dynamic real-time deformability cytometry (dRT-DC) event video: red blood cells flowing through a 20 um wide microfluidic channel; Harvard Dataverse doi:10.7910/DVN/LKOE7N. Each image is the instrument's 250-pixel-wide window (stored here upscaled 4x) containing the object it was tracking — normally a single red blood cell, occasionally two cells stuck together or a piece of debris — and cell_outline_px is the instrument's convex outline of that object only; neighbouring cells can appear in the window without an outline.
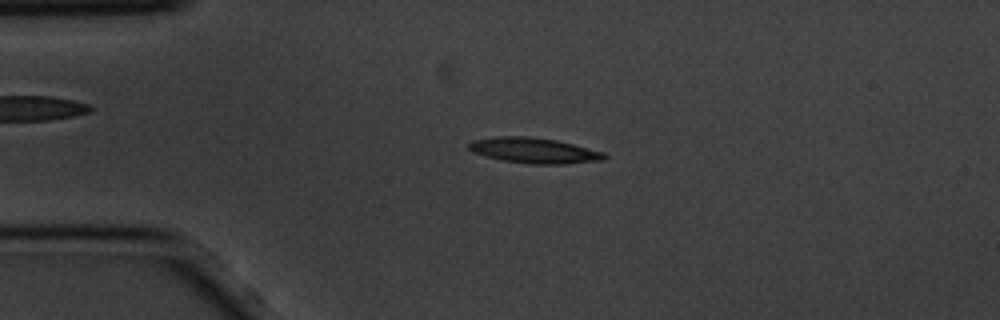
{"species": "common noctule bat (a hibernating species)", "species_latin": "Nyctalus noctula", "temperature_condition": "cold", "stored_images_in_passage": 56, "camera_frame_rate_fps": 3000, "um_per_image_px": 0.085, "animal": {"sex": "male", "body_mass_g": 20.1, "forearm_length_mm": 53.5}, "frame": {"image": 1, "passage_image": 12, "time_ms": 3.667, "image_size_px": [1000, 320], "cell_outline_px": [[608, 156], [604, 160], [564, 164], [532, 164], [504, 160], [472, 152], [468, 148], [468, 144], [472, 140], [496, 136], [528, 136], [556, 140], [604, 152]], "centroid_in_image_um": [45.4, 12.78], "position_along_channel_um": 39.6, "area_um2": 20.0}}
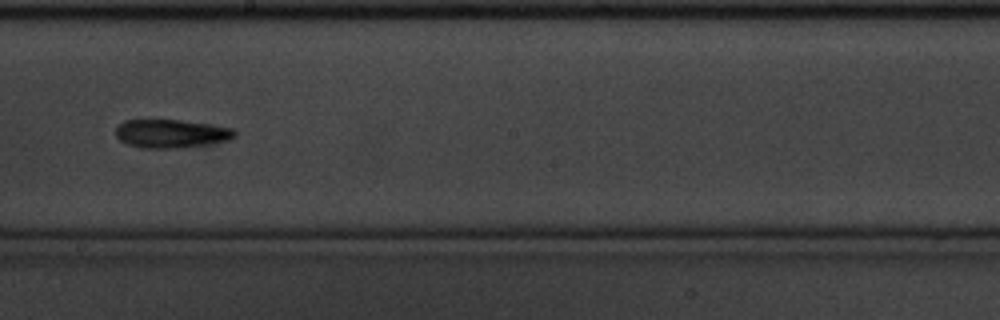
{"frame": {"image": 2, "passage_image": 31, "time_ms": 10.0, "image_size_px": [1000, 320], "cell_outline_px": [[236, 136], [228, 140], [208, 144], [180, 148], [140, 148], [128, 144], [120, 140], [116, 136], [116, 128], [124, 120], [180, 120], [236, 128]], "centroid_in_image_um": [14.57, 11.36], "position_along_channel_um": 233.6, "area_um2": 19.77}}
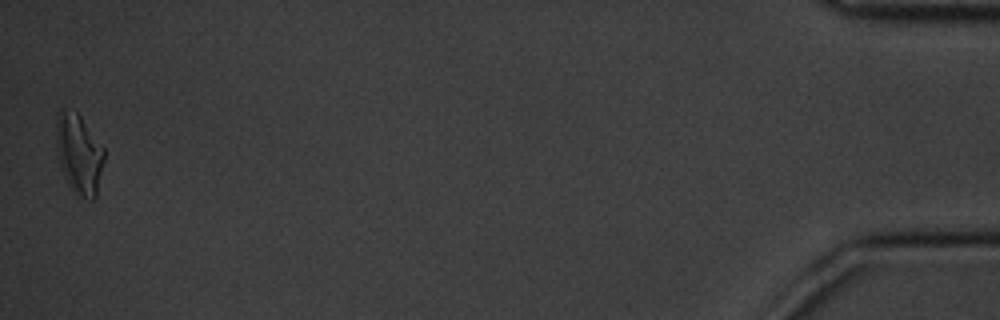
{"frame": {"image": 3, "passage_image": 56, "time_ms": 18.333, "image_size_px": [1000, 320], "cell_outline_px": [[104, 160], [96, 196], [92, 200], [88, 200], [76, 196], [72, 192], [60, 168], [56, 148], [56, 116], [60, 108], [76, 112], [80, 116], [104, 148]], "centroid_in_image_um": [6.69, 13.12], "position_along_channel_um": 428.5, "area_um2": 22.6}, "authors_computed_cell_mechanics": {"area_um2": 18.9295, "velocity_mm_per_s": 3.4496, "shape_relaxation_time_tau1_ms": 3.0474, "shape_relaxation_time_tau2_ms": 7.4621, "deformation_change_tau1": 0.1646, "deformation_change_tau2": 0.2038}}